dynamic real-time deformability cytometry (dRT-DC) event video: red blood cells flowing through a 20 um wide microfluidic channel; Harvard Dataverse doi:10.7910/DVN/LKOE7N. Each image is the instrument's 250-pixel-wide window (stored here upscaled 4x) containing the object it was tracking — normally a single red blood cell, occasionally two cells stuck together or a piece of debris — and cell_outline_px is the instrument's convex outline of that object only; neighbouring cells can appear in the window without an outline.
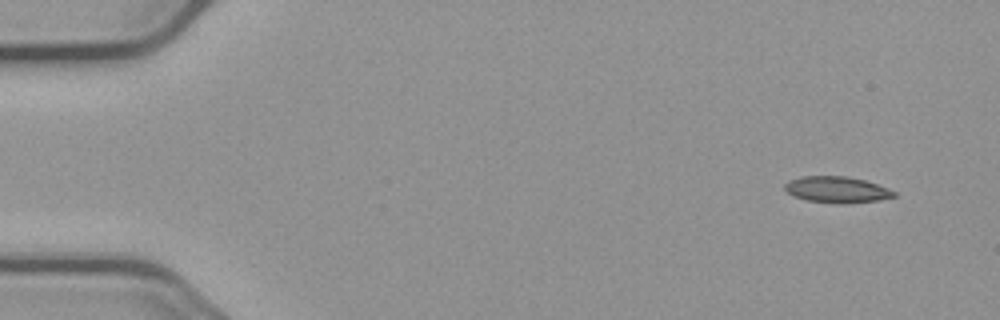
{"species": "common noctule bat (a hibernating species)", "species_latin": "Nyctalus noctula", "temperature_condition": "cold", "stored_images_in_passage": 55, "camera_frame_rate_fps": 3000, "um_per_image_px": 0.085, "animal": {"sex": "male", "body_mass_g": 23.1, "forearm_length_mm": 52.7}, "frame": {"image": 1, "passage_image": 3, "time_ms": 0.667, "image_size_px": [1000, 320], "cell_outline_px": [[896, 196], [880, 200], [840, 204], [808, 200], [792, 196], [784, 188], [784, 184], [788, 180], [800, 176], [848, 176], [864, 180], [888, 188], [896, 192]], "centroid_in_image_um": [71.11, 16.11], "position_along_channel_um": 13.9, "area_um2": 16.76}}
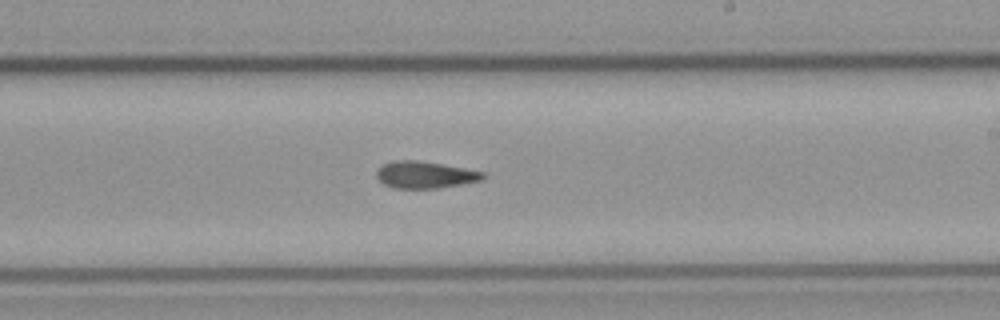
{"frame": {"image": 2, "passage_image": 32, "time_ms": 10.333, "image_size_px": [1000, 320], "cell_outline_px": [[484, 176], [480, 180], [460, 184], [436, 188], [392, 188], [384, 184], [376, 176], [376, 172], [384, 164], [392, 160], [416, 160], [464, 168], [484, 172]], "centroid_in_image_um": [36.08, 14.85], "position_along_channel_um": 252.9, "area_um2": 16.36}}
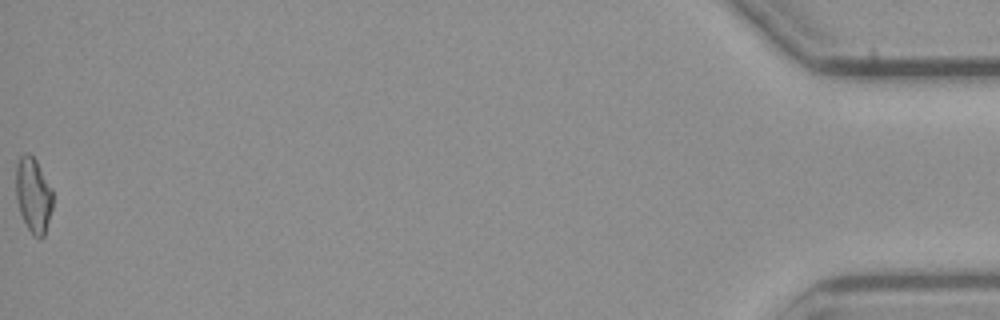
{"frame": {"image": 3, "passage_image": 55, "time_ms": 18.0, "image_size_px": [1000, 320], "cell_outline_px": [[52, 208], [44, 236], [40, 240], [32, 236], [20, 212], [16, 196], [16, 164], [20, 156], [24, 152], [28, 152], [36, 160], [52, 188]], "centroid_in_image_um": [2.83, 16.58], "position_along_channel_um": 432.4, "area_um2": 16.18}}